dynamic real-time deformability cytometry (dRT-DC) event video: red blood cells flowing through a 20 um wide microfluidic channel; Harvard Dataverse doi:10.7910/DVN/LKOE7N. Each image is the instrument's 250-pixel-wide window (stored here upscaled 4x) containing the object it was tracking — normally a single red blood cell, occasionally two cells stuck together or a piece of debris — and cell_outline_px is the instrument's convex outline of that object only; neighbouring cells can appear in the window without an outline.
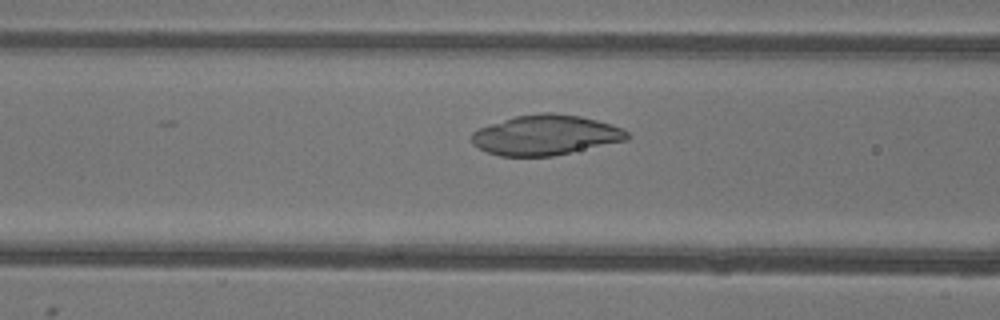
{"species": "common noctule bat (a hibernating species)", "species_latin": "Nyctalus noctula", "temperature_condition": "warm", "stored_images_in_passage": 25, "camera_frame_rate_fps": 3000, "um_per_image_px": 0.085, "animal": {"sex": "female"}, "frame": {"image": 1, "passage_image": 21, "time_ms": 6.667, "image_size_px": [1000, 320], "cell_outline_px": [[632, 136], [628, 140], [552, 156], [500, 156], [488, 152], [472, 144], [472, 132], [480, 128], [516, 116], [544, 112], [552, 112], [580, 116], [596, 120], [624, 128]], "centroid_in_image_um": [46.42, 11.48], "position_along_channel_um": 120.2, "area_um2": 36.13}}
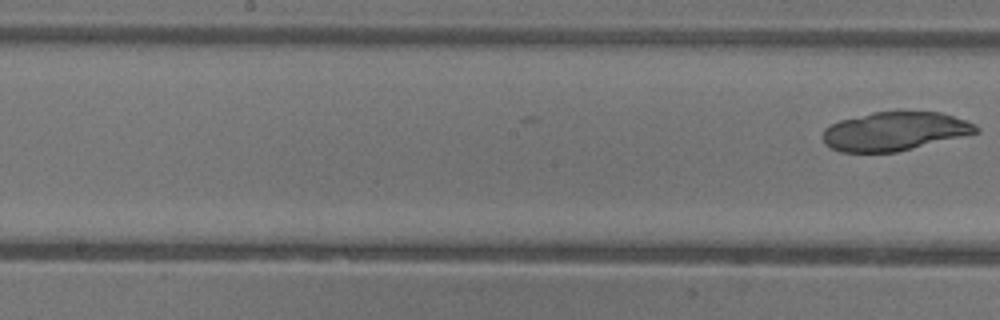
{"frame": {"image": 2, "passage_image": 25, "time_ms": 8.0, "image_size_px": [1000, 320], "cell_outline_px": [[980, 132], [896, 152], [840, 152], [824, 144], [824, 128], [840, 120], [872, 112], [940, 112], [976, 124], [980, 128]], "centroid_in_image_um": [76.05, 11.16], "position_along_channel_um": 172.2, "area_um2": 34.28}}